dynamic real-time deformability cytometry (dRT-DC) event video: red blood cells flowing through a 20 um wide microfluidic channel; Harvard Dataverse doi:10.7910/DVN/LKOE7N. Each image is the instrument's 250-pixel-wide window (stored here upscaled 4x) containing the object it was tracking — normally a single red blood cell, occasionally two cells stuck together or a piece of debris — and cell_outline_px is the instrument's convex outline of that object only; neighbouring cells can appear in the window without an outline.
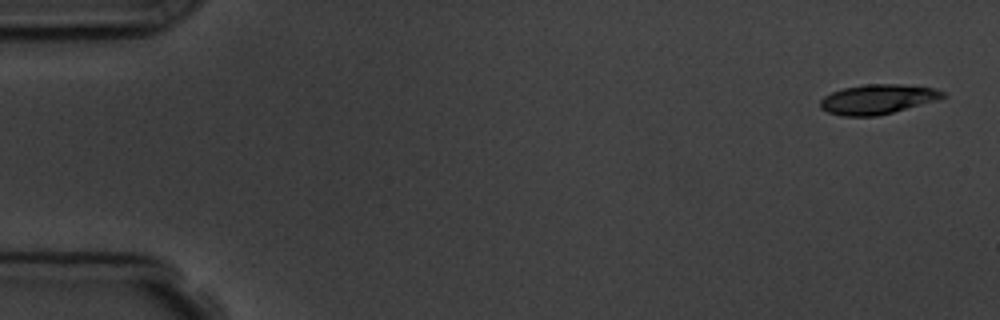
{"species": "common noctule bat (a hibernating species)", "species_latin": "Nyctalus noctula", "temperature_condition": "room temperature", "stored_images_in_passage": 5, "camera_frame_rate_fps": 3000, "um_per_image_px": 0.085, "animal": {"sex": "male", "body_mass_g": 19.5, "forearm_length_mm": 54.6}, "frame": {"image": 1, "passage_image": 1, "time_ms": 0.0, "image_size_px": [1000, 320], "cell_outline_px": [[948, 96], [940, 100], [876, 116], [840, 116], [828, 112], [820, 108], [820, 100], [824, 96], [832, 92], [844, 88], [864, 84], [900, 84], [936, 88], [944, 92]], "centroid_in_image_um": [74.63, 8.43], "position_along_channel_um": 10.4, "area_um2": 21.39}}